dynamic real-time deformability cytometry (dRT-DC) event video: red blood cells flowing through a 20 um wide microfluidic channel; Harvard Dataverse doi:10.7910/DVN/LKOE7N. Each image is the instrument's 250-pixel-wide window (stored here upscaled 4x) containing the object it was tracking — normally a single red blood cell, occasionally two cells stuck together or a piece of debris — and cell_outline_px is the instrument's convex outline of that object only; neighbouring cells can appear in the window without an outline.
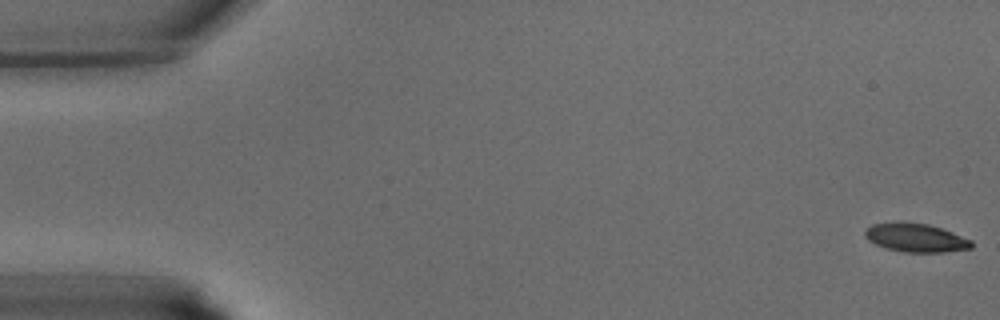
{"species": "common noctule bat (a hibernating species)", "species_latin": "Nyctalus noctula", "temperature_condition": "warm", "stored_images_in_passage": 41, "camera_frame_rate_fps": 3000, "um_per_image_px": 0.085, "animal": {"sex": "male", "body_mass_g": 15.6}, "frame": {"image": 1, "passage_image": 1, "time_ms": 0.0, "image_size_px": [1000, 320], "cell_outline_px": [[972, 248], [944, 252], [904, 252], [888, 248], [876, 244], [868, 240], [864, 236], [864, 232], [872, 224], [928, 224], [952, 232], [972, 240]], "centroid_in_image_um": [77.88, 20.24], "position_along_channel_um": 7.1, "area_um2": 17.05}}
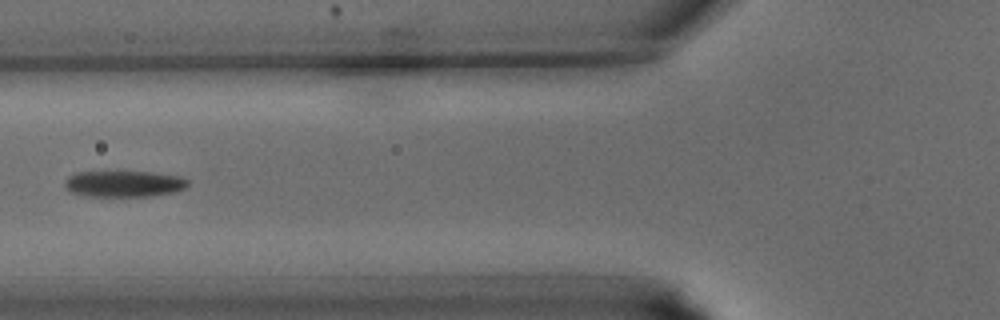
{"frame": {"image": 2, "passage_image": 16, "time_ms": 5.0, "image_size_px": [1000, 320], "cell_outline_px": [[188, 184], [184, 188], [176, 192], [152, 196], [84, 196], [72, 192], [64, 188], [64, 180], [68, 176], [76, 172], [116, 168], [152, 172], [180, 176], [188, 180]], "centroid_in_image_um": [10.47, 15.56], "position_along_channel_um": 115.3, "area_um2": 20.06}}
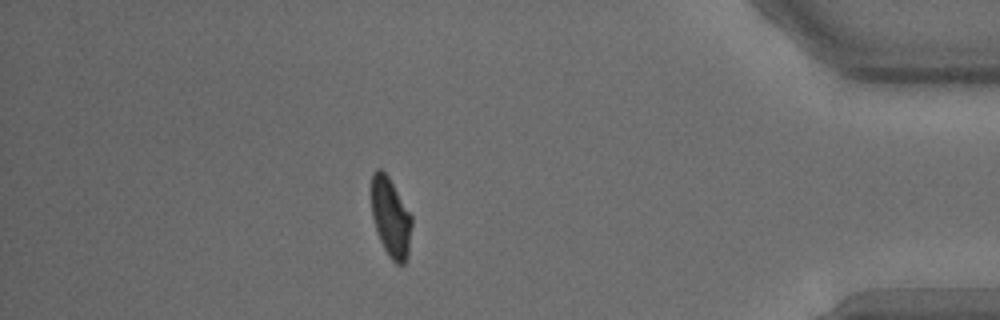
{"frame": {"image": 3, "passage_image": 36, "time_ms": 11.667, "image_size_px": [1000, 320], "cell_outline_px": [[412, 224], [408, 256], [404, 264], [396, 264], [388, 256], [380, 240], [372, 216], [372, 172], [376, 168], [380, 168], [388, 176], [412, 216]], "centroid_in_image_um": [33.22, 18.5], "position_along_channel_um": 402.0, "area_um2": 18.55}}